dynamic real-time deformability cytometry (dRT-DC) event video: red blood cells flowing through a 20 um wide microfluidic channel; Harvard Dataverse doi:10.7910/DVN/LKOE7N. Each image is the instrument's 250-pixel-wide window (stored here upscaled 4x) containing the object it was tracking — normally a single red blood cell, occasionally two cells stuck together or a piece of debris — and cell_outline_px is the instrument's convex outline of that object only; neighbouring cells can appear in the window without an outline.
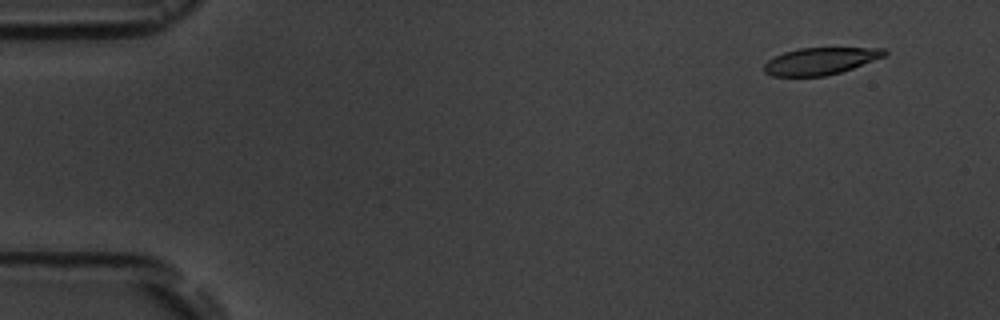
{"species": "common noctule bat (a hibernating species)", "species_latin": "Nyctalus noctula", "temperature_condition": "room temperature", "stored_images_in_passage": 6, "camera_frame_rate_fps": 3000, "um_per_image_px": 0.085, "animal": {"sex": "male", "body_mass_g": 19.5, "forearm_length_mm": 54.6}, "frame": {"image": 1, "passage_image": 2, "time_ms": 1.333, "image_size_px": [1000, 320], "cell_outline_px": [[888, 52], [884, 56], [852, 68], [840, 72], [824, 76], [772, 76], [764, 72], [764, 64], [768, 60], [784, 52], [800, 48], [884, 48]], "centroid_in_image_um": [69.71, 5.19], "position_along_channel_um": 15.3, "area_um2": 18.73}}